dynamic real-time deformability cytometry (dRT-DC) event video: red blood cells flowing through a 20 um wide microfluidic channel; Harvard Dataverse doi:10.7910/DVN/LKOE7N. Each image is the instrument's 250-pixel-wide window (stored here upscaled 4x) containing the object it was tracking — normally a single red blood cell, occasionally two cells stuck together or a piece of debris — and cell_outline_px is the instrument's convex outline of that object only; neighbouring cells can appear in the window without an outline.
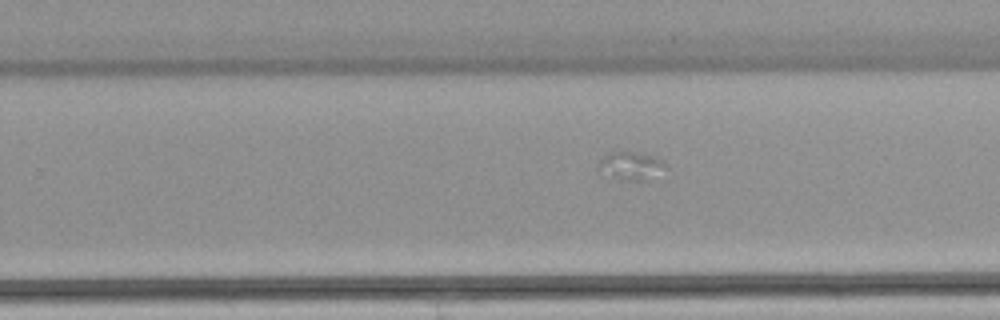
{"species": "common noctule bat (a hibernating species)", "species_latin": "Nyctalus noctula", "temperature_condition": "warm", "stored_images_in_passage": 26, "camera_frame_rate_fps": 3000, "um_per_image_px": 0.085, "animal": {"sex": "female", "body_mass_g": 22.7, "forearm_length_mm": 54.2}, "frame": {"image": 1, "passage_image": 19, "time_ms": 6.0, "image_size_px": [1000, 320], "cell_outline_px": [[668, 168], [644, 180], [628, 180], [600, 176], [600, 160], [608, 152], [636, 152], [656, 156], [664, 160]], "centroid_in_image_um": [53.62, 14.09], "position_along_channel_um": 276.2, "area_um2": 11.1}}
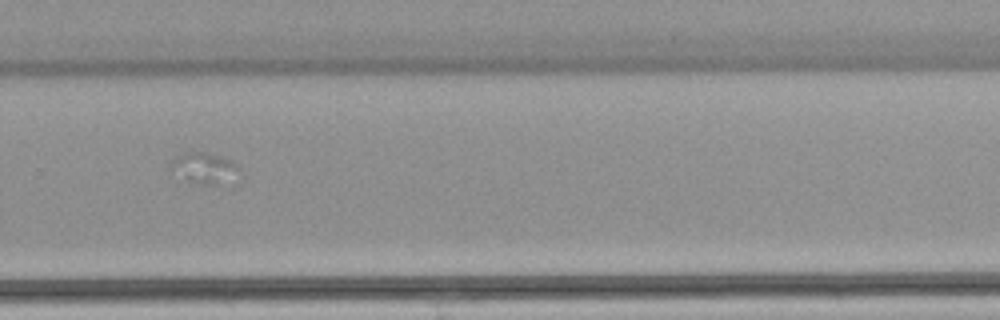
{"frame": {"image": 2, "passage_image": 22, "time_ms": 7.0, "image_size_px": [1000, 320], "cell_outline_px": [[240, 168], [216, 184], [204, 184], [188, 180], [172, 168], [168, 160], [184, 152], [204, 152], [220, 156], [232, 160]], "centroid_in_image_um": [17.27, 14.2], "position_along_channel_um": 312.5, "area_um2": 11.39}}
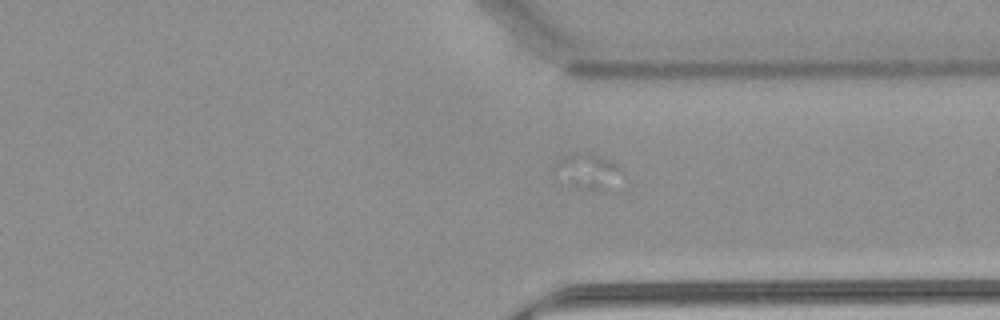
{"frame": {"image": 3, "passage_image": 26, "time_ms": 8.333, "image_size_px": [1000, 320], "cell_outline_px": [[620, 168], [608, 188], [580, 188], [572, 184], [556, 164], [556, 160], [572, 152], [580, 152], [608, 160], [616, 164]], "centroid_in_image_um": [49.96, 14.48], "position_along_channel_um": 361.4, "area_um2": 11.79}}